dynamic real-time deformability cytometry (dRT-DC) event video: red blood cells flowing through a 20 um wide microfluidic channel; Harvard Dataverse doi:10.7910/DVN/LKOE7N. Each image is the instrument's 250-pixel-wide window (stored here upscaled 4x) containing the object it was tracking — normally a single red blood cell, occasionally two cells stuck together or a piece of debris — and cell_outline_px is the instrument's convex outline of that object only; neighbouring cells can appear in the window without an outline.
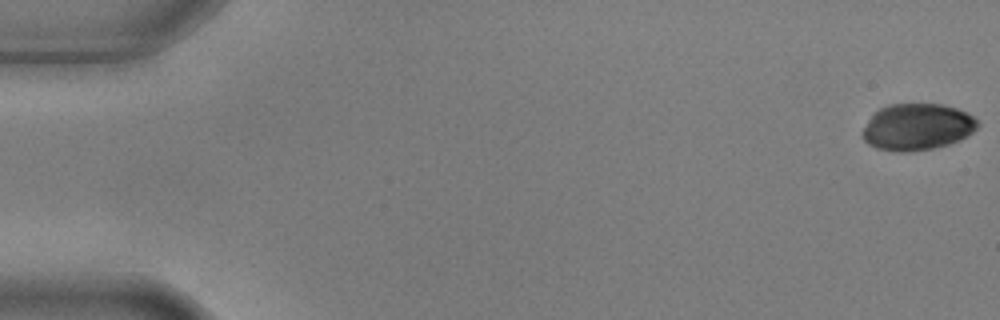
{"species": "common noctule bat (a hibernating species)", "species_latin": "Nyctalus noctula", "temperature_condition": "warm", "stored_images_in_passage": 7, "camera_frame_rate_fps": 3000, "um_per_image_px": 0.085, "animal": {"sex": "male", "body_mass_g": 17.9, "forearm_length_mm": 54.2}, "frame": {"image": 1, "passage_image": 1, "time_ms": 0.0, "image_size_px": [1000, 320], "cell_outline_px": [[980, 124], [968, 136], [960, 140], [948, 144], [932, 148], [904, 152], [900, 152], [876, 148], [868, 144], [864, 140], [860, 132], [868, 120], [880, 108], [888, 104], [944, 104], [968, 112]], "centroid_in_image_um": [77.95, 10.78], "position_along_channel_um": 7.0, "area_um2": 31.33}}
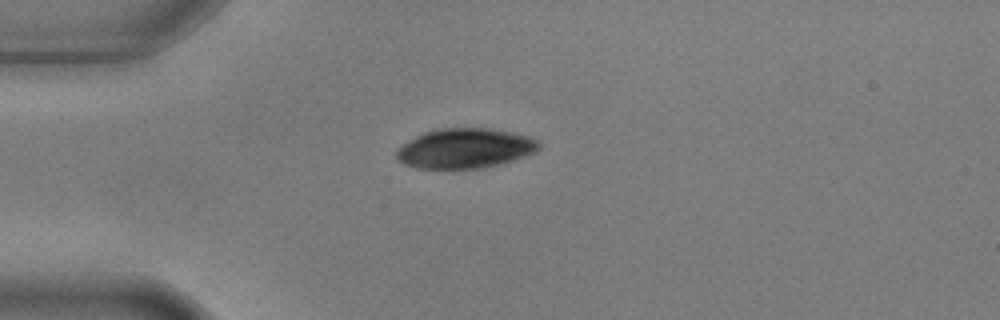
{"frame": {"image": 2, "passage_image": 5, "time_ms": 1.333, "image_size_px": [1000, 320], "cell_outline_px": [[540, 148], [536, 152], [500, 164], [480, 168], [416, 168], [404, 164], [396, 156], [396, 152], [404, 144], [416, 136], [424, 132], [436, 128], [488, 128], [512, 132], [532, 136], [540, 140]], "centroid_in_image_um": [39.58, 12.59], "position_along_channel_um": 45.4, "area_um2": 33.06}}